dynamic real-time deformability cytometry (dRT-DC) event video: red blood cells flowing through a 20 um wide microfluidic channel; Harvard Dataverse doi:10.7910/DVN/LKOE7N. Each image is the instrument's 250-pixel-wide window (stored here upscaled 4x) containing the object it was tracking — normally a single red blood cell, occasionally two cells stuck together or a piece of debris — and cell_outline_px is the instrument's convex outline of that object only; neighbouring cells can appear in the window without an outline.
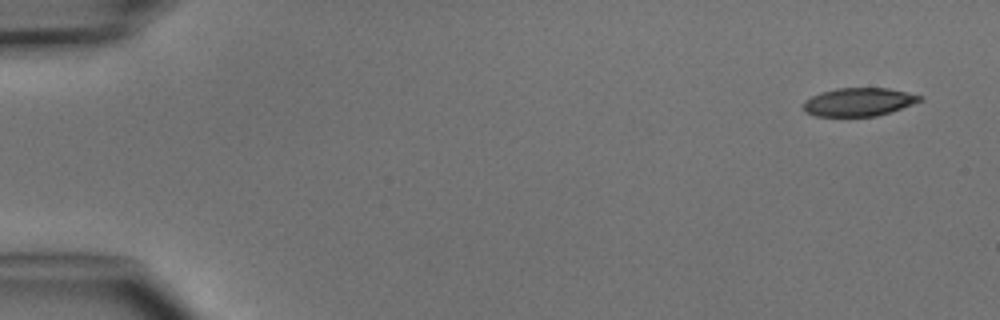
{"species": "common noctule bat (a hibernating species)", "species_latin": "Nyctalus noctula", "temperature_condition": "cold", "stored_images_in_passage": 5, "camera_frame_rate_fps": 3000, "um_per_image_px": 0.085, "animal": {"sex": "male", "body_mass_g": 15.6}, "frame": {"image": 1, "passage_image": 1, "time_ms": 0.0, "image_size_px": [1000, 320], "cell_outline_px": [[924, 100], [876, 116], [816, 116], [804, 112], [804, 100], [820, 92], [836, 88], [888, 88], [924, 96]], "centroid_in_image_um": [72.98, 8.66], "position_along_channel_um": 12.0, "area_um2": 19.13}}